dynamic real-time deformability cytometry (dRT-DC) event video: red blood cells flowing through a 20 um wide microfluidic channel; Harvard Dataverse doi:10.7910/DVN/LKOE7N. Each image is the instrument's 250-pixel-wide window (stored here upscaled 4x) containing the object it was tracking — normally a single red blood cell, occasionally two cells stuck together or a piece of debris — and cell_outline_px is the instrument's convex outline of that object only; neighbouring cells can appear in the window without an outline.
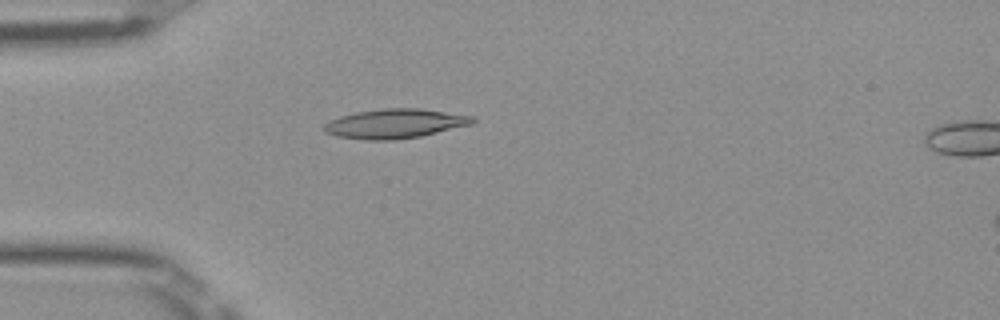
{"species": "Egyptian fruit bat (a non-hibernating species)", "species_latin": "Rousettus aegyptiacus", "temperature_condition": "room temperature", "stored_images_in_passage": 34, "camera_frame_rate_fps": 3000, "um_per_image_px": 0.085, "frame": {"image": 1, "passage_image": 14, "time_ms": 4.333, "image_size_px": [1000, 320], "cell_outline_px": [[476, 120], [472, 124], [420, 136], [392, 140], [364, 140], [336, 136], [324, 132], [324, 124], [340, 116], [356, 112], [384, 108], [420, 108], [476, 116]], "centroid_in_image_um": [33.59, 10.5], "position_along_channel_um": 51.4, "area_um2": 25.43}}
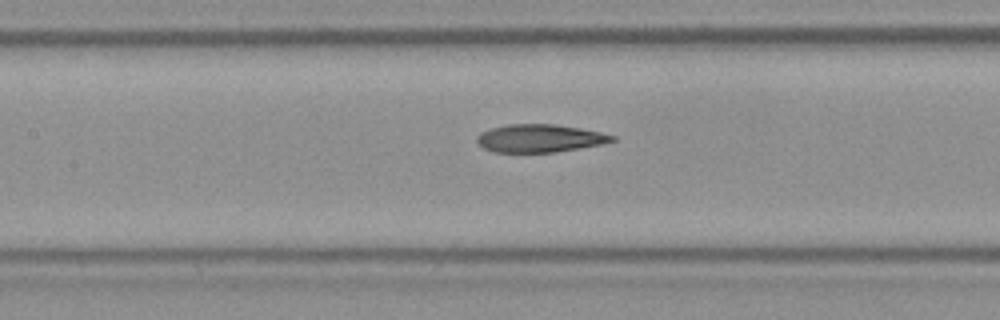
{"frame": {"image": 2, "passage_image": 23, "time_ms": 7.333, "image_size_px": [1000, 320], "cell_outline_px": [[616, 140], [604, 144], [556, 152], [492, 152], [484, 148], [476, 140], [476, 136], [480, 132], [488, 128], [508, 124], [556, 124], [580, 128], [600, 132], [616, 136]], "centroid_in_image_um": [45.87, 11.75], "position_along_channel_um": 161.5, "area_um2": 22.2}}
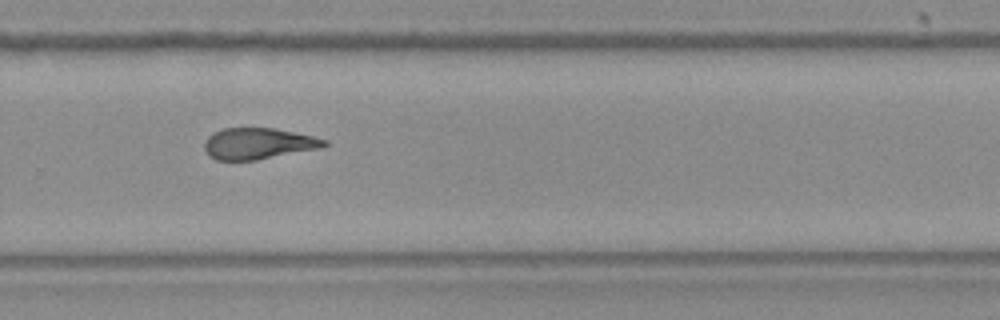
{"frame": {"image": 3, "passage_image": 34, "time_ms": 11.0, "image_size_px": [1000, 320], "cell_outline_px": [[328, 144], [324, 148], [256, 160], [216, 160], [204, 148], [204, 144], [208, 136], [212, 132], [224, 128], [272, 128], [312, 136], [328, 140]], "centroid_in_image_um": [21.99, 12.2], "position_along_channel_um": 307.8, "area_um2": 21.79}}